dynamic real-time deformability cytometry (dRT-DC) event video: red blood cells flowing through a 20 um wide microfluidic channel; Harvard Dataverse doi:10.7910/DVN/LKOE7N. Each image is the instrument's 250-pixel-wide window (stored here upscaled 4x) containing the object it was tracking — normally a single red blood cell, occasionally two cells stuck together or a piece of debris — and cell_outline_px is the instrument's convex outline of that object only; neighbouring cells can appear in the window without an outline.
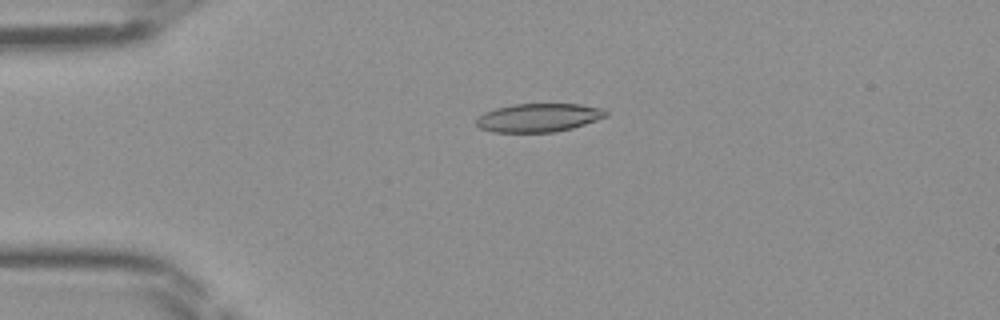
{"species": "Egyptian fruit bat (a non-hibernating species)", "species_latin": "Rousettus aegyptiacus", "temperature_condition": "room temperature", "stored_images_in_passage": 46, "camera_frame_rate_fps": 3000, "um_per_image_px": 0.085, "frame": {"image": 1, "passage_image": 11, "time_ms": 3.333, "image_size_px": [1000, 320], "cell_outline_px": [[608, 116], [572, 128], [556, 132], [492, 132], [480, 128], [476, 124], [476, 120], [484, 112], [496, 108], [512, 104], [580, 104], [604, 108], [608, 112]], "centroid_in_image_um": [45.8, 10.0], "position_along_channel_um": 39.2, "area_um2": 21.56}}
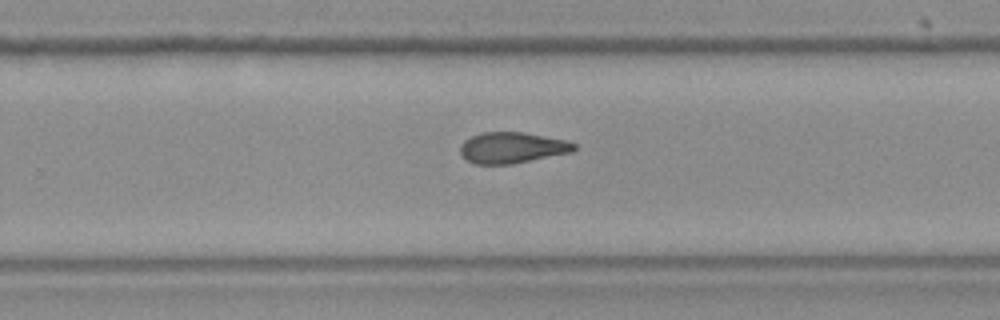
{"frame": {"image": 2, "passage_image": 30, "time_ms": 9.667, "image_size_px": [1000, 320], "cell_outline_px": [[576, 148], [572, 152], [512, 164], [476, 164], [468, 160], [460, 152], [460, 144], [464, 140], [480, 132], [524, 132], [568, 140], [576, 144]], "centroid_in_image_um": [43.54, 12.54], "position_along_channel_um": 286.3, "area_um2": 20.63}}
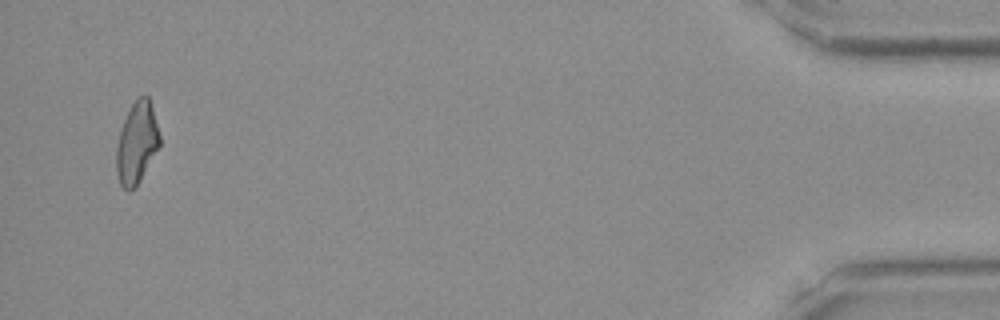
{"frame": {"image": 3, "passage_image": 45, "time_ms": 14.667, "image_size_px": [1000, 320], "cell_outline_px": [[160, 144], [140, 180], [128, 192], [120, 184], [116, 172], [116, 148], [120, 132], [124, 120], [136, 96], [148, 96], [152, 108], [160, 136]], "centroid_in_image_um": [11.61, 12.14], "position_along_channel_um": 423.6, "area_um2": 20.17}}